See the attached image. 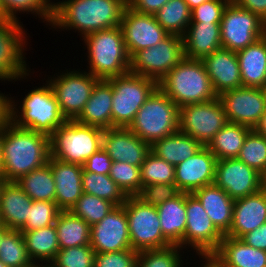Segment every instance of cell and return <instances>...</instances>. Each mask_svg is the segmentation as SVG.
<instances>
[{
  "mask_svg": "<svg viewBox=\"0 0 266 267\" xmlns=\"http://www.w3.org/2000/svg\"><path fill=\"white\" fill-rule=\"evenodd\" d=\"M50 158L49 136L3 121L0 176L17 181L24 174L46 165Z\"/></svg>",
  "mask_w": 266,
  "mask_h": 267,
  "instance_id": "1",
  "label": "cell"
},
{
  "mask_svg": "<svg viewBox=\"0 0 266 267\" xmlns=\"http://www.w3.org/2000/svg\"><path fill=\"white\" fill-rule=\"evenodd\" d=\"M127 0H62L52 2L49 26L74 29L83 38L92 32L120 26Z\"/></svg>",
  "mask_w": 266,
  "mask_h": 267,
  "instance_id": "2",
  "label": "cell"
},
{
  "mask_svg": "<svg viewBox=\"0 0 266 267\" xmlns=\"http://www.w3.org/2000/svg\"><path fill=\"white\" fill-rule=\"evenodd\" d=\"M43 84L45 85L36 86L25 94L21 101H16L7 94L6 118L18 128L50 136L67 120L60 111L49 82L46 80Z\"/></svg>",
  "mask_w": 266,
  "mask_h": 267,
  "instance_id": "3",
  "label": "cell"
},
{
  "mask_svg": "<svg viewBox=\"0 0 266 267\" xmlns=\"http://www.w3.org/2000/svg\"><path fill=\"white\" fill-rule=\"evenodd\" d=\"M82 41L87 47V69L94 77L106 80L130 71V57L120 26L92 32Z\"/></svg>",
  "mask_w": 266,
  "mask_h": 267,
  "instance_id": "4",
  "label": "cell"
},
{
  "mask_svg": "<svg viewBox=\"0 0 266 267\" xmlns=\"http://www.w3.org/2000/svg\"><path fill=\"white\" fill-rule=\"evenodd\" d=\"M158 87L180 108L217 98L202 60L184 58L158 83Z\"/></svg>",
  "mask_w": 266,
  "mask_h": 267,
  "instance_id": "5",
  "label": "cell"
},
{
  "mask_svg": "<svg viewBox=\"0 0 266 267\" xmlns=\"http://www.w3.org/2000/svg\"><path fill=\"white\" fill-rule=\"evenodd\" d=\"M104 130L67 120L50 136V157L66 163L83 165L102 148Z\"/></svg>",
  "mask_w": 266,
  "mask_h": 267,
  "instance_id": "6",
  "label": "cell"
},
{
  "mask_svg": "<svg viewBox=\"0 0 266 267\" xmlns=\"http://www.w3.org/2000/svg\"><path fill=\"white\" fill-rule=\"evenodd\" d=\"M150 145L179 131V107L158 87L128 127Z\"/></svg>",
  "mask_w": 266,
  "mask_h": 267,
  "instance_id": "7",
  "label": "cell"
},
{
  "mask_svg": "<svg viewBox=\"0 0 266 267\" xmlns=\"http://www.w3.org/2000/svg\"><path fill=\"white\" fill-rule=\"evenodd\" d=\"M106 80L113 90L112 128H128L138 110L158 88V82L130 71Z\"/></svg>",
  "mask_w": 266,
  "mask_h": 267,
  "instance_id": "8",
  "label": "cell"
},
{
  "mask_svg": "<svg viewBox=\"0 0 266 267\" xmlns=\"http://www.w3.org/2000/svg\"><path fill=\"white\" fill-rule=\"evenodd\" d=\"M128 218L131 248L135 251L163 249L172 244L163 236L156 206L137 196H128L123 204Z\"/></svg>",
  "mask_w": 266,
  "mask_h": 267,
  "instance_id": "9",
  "label": "cell"
},
{
  "mask_svg": "<svg viewBox=\"0 0 266 267\" xmlns=\"http://www.w3.org/2000/svg\"><path fill=\"white\" fill-rule=\"evenodd\" d=\"M184 58L183 37L169 34L156 46L138 51L130 59V72L159 83Z\"/></svg>",
  "mask_w": 266,
  "mask_h": 267,
  "instance_id": "10",
  "label": "cell"
},
{
  "mask_svg": "<svg viewBox=\"0 0 266 267\" xmlns=\"http://www.w3.org/2000/svg\"><path fill=\"white\" fill-rule=\"evenodd\" d=\"M55 75L48 77L47 81L53 89L60 111L66 120H75L83 111L95 84L100 79L89 72H81L80 69H66Z\"/></svg>",
  "mask_w": 266,
  "mask_h": 267,
  "instance_id": "11",
  "label": "cell"
},
{
  "mask_svg": "<svg viewBox=\"0 0 266 267\" xmlns=\"http://www.w3.org/2000/svg\"><path fill=\"white\" fill-rule=\"evenodd\" d=\"M227 123L218 97L208 102L188 104L179 108V131L193 137L202 146H207Z\"/></svg>",
  "mask_w": 266,
  "mask_h": 267,
  "instance_id": "12",
  "label": "cell"
},
{
  "mask_svg": "<svg viewBox=\"0 0 266 267\" xmlns=\"http://www.w3.org/2000/svg\"><path fill=\"white\" fill-rule=\"evenodd\" d=\"M220 29L222 48L237 52L266 34V22L231 2L223 11Z\"/></svg>",
  "mask_w": 266,
  "mask_h": 267,
  "instance_id": "13",
  "label": "cell"
},
{
  "mask_svg": "<svg viewBox=\"0 0 266 267\" xmlns=\"http://www.w3.org/2000/svg\"><path fill=\"white\" fill-rule=\"evenodd\" d=\"M20 23L11 19L0 20V80L4 82H16L31 74L24 60L28 36Z\"/></svg>",
  "mask_w": 266,
  "mask_h": 267,
  "instance_id": "14",
  "label": "cell"
},
{
  "mask_svg": "<svg viewBox=\"0 0 266 267\" xmlns=\"http://www.w3.org/2000/svg\"><path fill=\"white\" fill-rule=\"evenodd\" d=\"M185 208L186 228L182 249L186 251L190 247L198 256L213 254L224 236L214 226L201 202L193 193H185Z\"/></svg>",
  "mask_w": 266,
  "mask_h": 267,
  "instance_id": "15",
  "label": "cell"
},
{
  "mask_svg": "<svg viewBox=\"0 0 266 267\" xmlns=\"http://www.w3.org/2000/svg\"><path fill=\"white\" fill-rule=\"evenodd\" d=\"M228 122L254 129L266 112L262 88L241 86L218 96Z\"/></svg>",
  "mask_w": 266,
  "mask_h": 267,
  "instance_id": "16",
  "label": "cell"
},
{
  "mask_svg": "<svg viewBox=\"0 0 266 267\" xmlns=\"http://www.w3.org/2000/svg\"><path fill=\"white\" fill-rule=\"evenodd\" d=\"M214 184L233 200L244 198L264 188L263 175L237 158L217 160Z\"/></svg>",
  "mask_w": 266,
  "mask_h": 267,
  "instance_id": "17",
  "label": "cell"
},
{
  "mask_svg": "<svg viewBox=\"0 0 266 267\" xmlns=\"http://www.w3.org/2000/svg\"><path fill=\"white\" fill-rule=\"evenodd\" d=\"M120 29L130 59L138 51L156 46L169 35L154 15L139 13L128 6L122 14Z\"/></svg>",
  "mask_w": 266,
  "mask_h": 267,
  "instance_id": "18",
  "label": "cell"
},
{
  "mask_svg": "<svg viewBox=\"0 0 266 267\" xmlns=\"http://www.w3.org/2000/svg\"><path fill=\"white\" fill-rule=\"evenodd\" d=\"M90 246L95 253L132 249L128 218L123 205L116 206L101 221L91 226Z\"/></svg>",
  "mask_w": 266,
  "mask_h": 267,
  "instance_id": "19",
  "label": "cell"
},
{
  "mask_svg": "<svg viewBox=\"0 0 266 267\" xmlns=\"http://www.w3.org/2000/svg\"><path fill=\"white\" fill-rule=\"evenodd\" d=\"M217 159L202 146L193 156L175 166L174 183L180 192L193 193L195 190L214 184Z\"/></svg>",
  "mask_w": 266,
  "mask_h": 267,
  "instance_id": "20",
  "label": "cell"
},
{
  "mask_svg": "<svg viewBox=\"0 0 266 267\" xmlns=\"http://www.w3.org/2000/svg\"><path fill=\"white\" fill-rule=\"evenodd\" d=\"M102 148L112 161L126 162L141 167L150 152V144L136 136L129 128L104 130Z\"/></svg>",
  "mask_w": 266,
  "mask_h": 267,
  "instance_id": "21",
  "label": "cell"
},
{
  "mask_svg": "<svg viewBox=\"0 0 266 267\" xmlns=\"http://www.w3.org/2000/svg\"><path fill=\"white\" fill-rule=\"evenodd\" d=\"M202 62L217 96L242 86L240 68L235 51L221 47L204 57Z\"/></svg>",
  "mask_w": 266,
  "mask_h": 267,
  "instance_id": "22",
  "label": "cell"
},
{
  "mask_svg": "<svg viewBox=\"0 0 266 267\" xmlns=\"http://www.w3.org/2000/svg\"><path fill=\"white\" fill-rule=\"evenodd\" d=\"M263 223H266L265 187L254 194L234 200L233 221L225 236L240 239Z\"/></svg>",
  "mask_w": 266,
  "mask_h": 267,
  "instance_id": "23",
  "label": "cell"
},
{
  "mask_svg": "<svg viewBox=\"0 0 266 267\" xmlns=\"http://www.w3.org/2000/svg\"><path fill=\"white\" fill-rule=\"evenodd\" d=\"M55 182V203L61 210H70L83 192V165L66 163L52 157L48 161Z\"/></svg>",
  "mask_w": 266,
  "mask_h": 267,
  "instance_id": "24",
  "label": "cell"
},
{
  "mask_svg": "<svg viewBox=\"0 0 266 267\" xmlns=\"http://www.w3.org/2000/svg\"><path fill=\"white\" fill-rule=\"evenodd\" d=\"M32 201L16 181H4L0 189V222L9 230H21L29 219Z\"/></svg>",
  "mask_w": 266,
  "mask_h": 267,
  "instance_id": "25",
  "label": "cell"
},
{
  "mask_svg": "<svg viewBox=\"0 0 266 267\" xmlns=\"http://www.w3.org/2000/svg\"><path fill=\"white\" fill-rule=\"evenodd\" d=\"M182 37L188 59L202 60L222 47L220 23L190 22Z\"/></svg>",
  "mask_w": 266,
  "mask_h": 267,
  "instance_id": "26",
  "label": "cell"
},
{
  "mask_svg": "<svg viewBox=\"0 0 266 267\" xmlns=\"http://www.w3.org/2000/svg\"><path fill=\"white\" fill-rule=\"evenodd\" d=\"M193 194L201 202L217 230L225 236L232 225L234 200L215 184L199 188Z\"/></svg>",
  "mask_w": 266,
  "mask_h": 267,
  "instance_id": "27",
  "label": "cell"
},
{
  "mask_svg": "<svg viewBox=\"0 0 266 267\" xmlns=\"http://www.w3.org/2000/svg\"><path fill=\"white\" fill-rule=\"evenodd\" d=\"M112 85L100 79L94 86L83 111L75 119L77 122L102 130L112 128Z\"/></svg>",
  "mask_w": 266,
  "mask_h": 267,
  "instance_id": "28",
  "label": "cell"
},
{
  "mask_svg": "<svg viewBox=\"0 0 266 267\" xmlns=\"http://www.w3.org/2000/svg\"><path fill=\"white\" fill-rule=\"evenodd\" d=\"M236 55L242 86L262 88L266 84V34Z\"/></svg>",
  "mask_w": 266,
  "mask_h": 267,
  "instance_id": "29",
  "label": "cell"
},
{
  "mask_svg": "<svg viewBox=\"0 0 266 267\" xmlns=\"http://www.w3.org/2000/svg\"><path fill=\"white\" fill-rule=\"evenodd\" d=\"M213 255L224 267H266V251L229 236L223 237Z\"/></svg>",
  "mask_w": 266,
  "mask_h": 267,
  "instance_id": "30",
  "label": "cell"
},
{
  "mask_svg": "<svg viewBox=\"0 0 266 267\" xmlns=\"http://www.w3.org/2000/svg\"><path fill=\"white\" fill-rule=\"evenodd\" d=\"M163 236L172 244L182 248L186 228L185 192L156 206Z\"/></svg>",
  "mask_w": 266,
  "mask_h": 267,
  "instance_id": "31",
  "label": "cell"
},
{
  "mask_svg": "<svg viewBox=\"0 0 266 267\" xmlns=\"http://www.w3.org/2000/svg\"><path fill=\"white\" fill-rule=\"evenodd\" d=\"M201 147L202 145L193 137L177 131L153 142L150 151L176 166L193 156Z\"/></svg>",
  "mask_w": 266,
  "mask_h": 267,
  "instance_id": "32",
  "label": "cell"
},
{
  "mask_svg": "<svg viewBox=\"0 0 266 267\" xmlns=\"http://www.w3.org/2000/svg\"><path fill=\"white\" fill-rule=\"evenodd\" d=\"M32 262H52L59 251L55 224L35 230H20Z\"/></svg>",
  "mask_w": 266,
  "mask_h": 267,
  "instance_id": "33",
  "label": "cell"
},
{
  "mask_svg": "<svg viewBox=\"0 0 266 267\" xmlns=\"http://www.w3.org/2000/svg\"><path fill=\"white\" fill-rule=\"evenodd\" d=\"M55 226L60 249L90 245L91 226L70 210H61Z\"/></svg>",
  "mask_w": 266,
  "mask_h": 267,
  "instance_id": "34",
  "label": "cell"
},
{
  "mask_svg": "<svg viewBox=\"0 0 266 267\" xmlns=\"http://www.w3.org/2000/svg\"><path fill=\"white\" fill-rule=\"evenodd\" d=\"M252 129L241 124L228 122L206 146L217 160L236 158L247 134Z\"/></svg>",
  "mask_w": 266,
  "mask_h": 267,
  "instance_id": "35",
  "label": "cell"
},
{
  "mask_svg": "<svg viewBox=\"0 0 266 267\" xmlns=\"http://www.w3.org/2000/svg\"><path fill=\"white\" fill-rule=\"evenodd\" d=\"M16 182L33 201L55 202L56 188L49 163L24 174Z\"/></svg>",
  "mask_w": 266,
  "mask_h": 267,
  "instance_id": "36",
  "label": "cell"
},
{
  "mask_svg": "<svg viewBox=\"0 0 266 267\" xmlns=\"http://www.w3.org/2000/svg\"><path fill=\"white\" fill-rule=\"evenodd\" d=\"M154 16L168 34L181 37L191 22V10L184 0H169Z\"/></svg>",
  "mask_w": 266,
  "mask_h": 267,
  "instance_id": "37",
  "label": "cell"
},
{
  "mask_svg": "<svg viewBox=\"0 0 266 267\" xmlns=\"http://www.w3.org/2000/svg\"><path fill=\"white\" fill-rule=\"evenodd\" d=\"M81 183L84 193L106 199L116 206L123 205L128 197L109 174H97L83 169Z\"/></svg>",
  "mask_w": 266,
  "mask_h": 267,
  "instance_id": "38",
  "label": "cell"
},
{
  "mask_svg": "<svg viewBox=\"0 0 266 267\" xmlns=\"http://www.w3.org/2000/svg\"><path fill=\"white\" fill-rule=\"evenodd\" d=\"M0 260L7 267H25L32 261L20 230H7L0 242Z\"/></svg>",
  "mask_w": 266,
  "mask_h": 267,
  "instance_id": "39",
  "label": "cell"
},
{
  "mask_svg": "<svg viewBox=\"0 0 266 267\" xmlns=\"http://www.w3.org/2000/svg\"><path fill=\"white\" fill-rule=\"evenodd\" d=\"M116 205L106 199L83 193L70 211L90 226L101 221Z\"/></svg>",
  "mask_w": 266,
  "mask_h": 267,
  "instance_id": "40",
  "label": "cell"
},
{
  "mask_svg": "<svg viewBox=\"0 0 266 267\" xmlns=\"http://www.w3.org/2000/svg\"><path fill=\"white\" fill-rule=\"evenodd\" d=\"M236 158L263 175L266 172V137L252 129Z\"/></svg>",
  "mask_w": 266,
  "mask_h": 267,
  "instance_id": "41",
  "label": "cell"
},
{
  "mask_svg": "<svg viewBox=\"0 0 266 267\" xmlns=\"http://www.w3.org/2000/svg\"><path fill=\"white\" fill-rule=\"evenodd\" d=\"M7 19L20 21L16 16L18 13L33 14L38 16L43 23L51 22L52 2L50 0H0ZM19 11V12H18ZM46 21V22H45Z\"/></svg>",
  "mask_w": 266,
  "mask_h": 267,
  "instance_id": "42",
  "label": "cell"
},
{
  "mask_svg": "<svg viewBox=\"0 0 266 267\" xmlns=\"http://www.w3.org/2000/svg\"><path fill=\"white\" fill-rule=\"evenodd\" d=\"M142 187L150 184L174 183L175 166L151 151L140 167Z\"/></svg>",
  "mask_w": 266,
  "mask_h": 267,
  "instance_id": "43",
  "label": "cell"
},
{
  "mask_svg": "<svg viewBox=\"0 0 266 267\" xmlns=\"http://www.w3.org/2000/svg\"><path fill=\"white\" fill-rule=\"evenodd\" d=\"M182 250L178 245H171L163 249L139 251L137 267H184Z\"/></svg>",
  "mask_w": 266,
  "mask_h": 267,
  "instance_id": "44",
  "label": "cell"
},
{
  "mask_svg": "<svg viewBox=\"0 0 266 267\" xmlns=\"http://www.w3.org/2000/svg\"><path fill=\"white\" fill-rule=\"evenodd\" d=\"M109 176L127 196H137L142 190L140 167L138 166L113 161Z\"/></svg>",
  "mask_w": 266,
  "mask_h": 267,
  "instance_id": "45",
  "label": "cell"
},
{
  "mask_svg": "<svg viewBox=\"0 0 266 267\" xmlns=\"http://www.w3.org/2000/svg\"><path fill=\"white\" fill-rule=\"evenodd\" d=\"M61 209L55 202L32 201L29 219L21 230H35L55 224Z\"/></svg>",
  "mask_w": 266,
  "mask_h": 267,
  "instance_id": "46",
  "label": "cell"
},
{
  "mask_svg": "<svg viewBox=\"0 0 266 267\" xmlns=\"http://www.w3.org/2000/svg\"><path fill=\"white\" fill-rule=\"evenodd\" d=\"M94 255L90 245L59 249L52 263L56 267H94Z\"/></svg>",
  "mask_w": 266,
  "mask_h": 267,
  "instance_id": "47",
  "label": "cell"
},
{
  "mask_svg": "<svg viewBox=\"0 0 266 267\" xmlns=\"http://www.w3.org/2000/svg\"><path fill=\"white\" fill-rule=\"evenodd\" d=\"M179 193L175 183H159L143 186L137 197L147 205L158 206Z\"/></svg>",
  "mask_w": 266,
  "mask_h": 267,
  "instance_id": "48",
  "label": "cell"
},
{
  "mask_svg": "<svg viewBox=\"0 0 266 267\" xmlns=\"http://www.w3.org/2000/svg\"><path fill=\"white\" fill-rule=\"evenodd\" d=\"M137 260L138 251L133 249L95 253L94 267H137Z\"/></svg>",
  "mask_w": 266,
  "mask_h": 267,
  "instance_id": "49",
  "label": "cell"
},
{
  "mask_svg": "<svg viewBox=\"0 0 266 267\" xmlns=\"http://www.w3.org/2000/svg\"><path fill=\"white\" fill-rule=\"evenodd\" d=\"M227 0H208L191 10V22L220 23Z\"/></svg>",
  "mask_w": 266,
  "mask_h": 267,
  "instance_id": "50",
  "label": "cell"
},
{
  "mask_svg": "<svg viewBox=\"0 0 266 267\" xmlns=\"http://www.w3.org/2000/svg\"><path fill=\"white\" fill-rule=\"evenodd\" d=\"M113 161L103 148L91 155L83 164L87 172L109 174Z\"/></svg>",
  "mask_w": 266,
  "mask_h": 267,
  "instance_id": "51",
  "label": "cell"
},
{
  "mask_svg": "<svg viewBox=\"0 0 266 267\" xmlns=\"http://www.w3.org/2000/svg\"><path fill=\"white\" fill-rule=\"evenodd\" d=\"M169 0H127V6L144 14H156Z\"/></svg>",
  "mask_w": 266,
  "mask_h": 267,
  "instance_id": "52",
  "label": "cell"
},
{
  "mask_svg": "<svg viewBox=\"0 0 266 267\" xmlns=\"http://www.w3.org/2000/svg\"><path fill=\"white\" fill-rule=\"evenodd\" d=\"M246 245L266 251V223L240 238Z\"/></svg>",
  "mask_w": 266,
  "mask_h": 267,
  "instance_id": "53",
  "label": "cell"
},
{
  "mask_svg": "<svg viewBox=\"0 0 266 267\" xmlns=\"http://www.w3.org/2000/svg\"><path fill=\"white\" fill-rule=\"evenodd\" d=\"M233 3L258 15L266 22V0H235Z\"/></svg>",
  "mask_w": 266,
  "mask_h": 267,
  "instance_id": "54",
  "label": "cell"
},
{
  "mask_svg": "<svg viewBox=\"0 0 266 267\" xmlns=\"http://www.w3.org/2000/svg\"><path fill=\"white\" fill-rule=\"evenodd\" d=\"M199 258H202L200 262H203L199 267H224L213 254H200Z\"/></svg>",
  "mask_w": 266,
  "mask_h": 267,
  "instance_id": "55",
  "label": "cell"
},
{
  "mask_svg": "<svg viewBox=\"0 0 266 267\" xmlns=\"http://www.w3.org/2000/svg\"><path fill=\"white\" fill-rule=\"evenodd\" d=\"M6 119V95L0 92V123Z\"/></svg>",
  "mask_w": 266,
  "mask_h": 267,
  "instance_id": "56",
  "label": "cell"
},
{
  "mask_svg": "<svg viewBox=\"0 0 266 267\" xmlns=\"http://www.w3.org/2000/svg\"><path fill=\"white\" fill-rule=\"evenodd\" d=\"M254 130H255L258 134H260V135L266 137V112H265V114L262 116V118L260 119V121H259V123L257 124V126L254 128Z\"/></svg>",
  "mask_w": 266,
  "mask_h": 267,
  "instance_id": "57",
  "label": "cell"
},
{
  "mask_svg": "<svg viewBox=\"0 0 266 267\" xmlns=\"http://www.w3.org/2000/svg\"><path fill=\"white\" fill-rule=\"evenodd\" d=\"M188 5L189 9L192 10L195 7L199 6L200 4L208 1V0H184Z\"/></svg>",
  "mask_w": 266,
  "mask_h": 267,
  "instance_id": "58",
  "label": "cell"
},
{
  "mask_svg": "<svg viewBox=\"0 0 266 267\" xmlns=\"http://www.w3.org/2000/svg\"><path fill=\"white\" fill-rule=\"evenodd\" d=\"M2 139H3V122L0 123V163H1V155H2Z\"/></svg>",
  "mask_w": 266,
  "mask_h": 267,
  "instance_id": "59",
  "label": "cell"
},
{
  "mask_svg": "<svg viewBox=\"0 0 266 267\" xmlns=\"http://www.w3.org/2000/svg\"><path fill=\"white\" fill-rule=\"evenodd\" d=\"M37 267H56V266L52 262H37Z\"/></svg>",
  "mask_w": 266,
  "mask_h": 267,
  "instance_id": "60",
  "label": "cell"
},
{
  "mask_svg": "<svg viewBox=\"0 0 266 267\" xmlns=\"http://www.w3.org/2000/svg\"><path fill=\"white\" fill-rule=\"evenodd\" d=\"M7 230H8V229H7L3 224H0V242H1L2 235H3Z\"/></svg>",
  "mask_w": 266,
  "mask_h": 267,
  "instance_id": "61",
  "label": "cell"
},
{
  "mask_svg": "<svg viewBox=\"0 0 266 267\" xmlns=\"http://www.w3.org/2000/svg\"><path fill=\"white\" fill-rule=\"evenodd\" d=\"M7 19V17L4 15V9L2 7L1 1H0V20Z\"/></svg>",
  "mask_w": 266,
  "mask_h": 267,
  "instance_id": "62",
  "label": "cell"
},
{
  "mask_svg": "<svg viewBox=\"0 0 266 267\" xmlns=\"http://www.w3.org/2000/svg\"><path fill=\"white\" fill-rule=\"evenodd\" d=\"M25 267H37V262H31L30 264H28Z\"/></svg>",
  "mask_w": 266,
  "mask_h": 267,
  "instance_id": "63",
  "label": "cell"
},
{
  "mask_svg": "<svg viewBox=\"0 0 266 267\" xmlns=\"http://www.w3.org/2000/svg\"><path fill=\"white\" fill-rule=\"evenodd\" d=\"M263 186L266 188V172L263 174Z\"/></svg>",
  "mask_w": 266,
  "mask_h": 267,
  "instance_id": "64",
  "label": "cell"
},
{
  "mask_svg": "<svg viewBox=\"0 0 266 267\" xmlns=\"http://www.w3.org/2000/svg\"><path fill=\"white\" fill-rule=\"evenodd\" d=\"M263 93H264V97L266 99V84L262 87Z\"/></svg>",
  "mask_w": 266,
  "mask_h": 267,
  "instance_id": "65",
  "label": "cell"
},
{
  "mask_svg": "<svg viewBox=\"0 0 266 267\" xmlns=\"http://www.w3.org/2000/svg\"><path fill=\"white\" fill-rule=\"evenodd\" d=\"M4 179H3V177L2 176H0V189H1V187H2V185H3V183H4Z\"/></svg>",
  "mask_w": 266,
  "mask_h": 267,
  "instance_id": "66",
  "label": "cell"
},
{
  "mask_svg": "<svg viewBox=\"0 0 266 267\" xmlns=\"http://www.w3.org/2000/svg\"><path fill=\"white\" fill-rule=\"evenodd\" d=\"M0 267H7V266L0 260Z\"/></svg>",
  "mask_w": 266,
  "mask_h": 267,
  "instance_id": "67",
  "label": "cell"
},
{
  "mask_svg": "<svg viewBox=\"0 0 266 267\" xmlns=\"http://www.w3.org/2000/svg\"><path fill=\"white\" fill-rule=\"evenodd\" d=\"M229 3L234 2L235 0H227Z\"/></svg>",
  "mask_w": 266,
  "mask_h": 267,
  "instance_id": "68",
  "label": "cell"
}]
</instances>
